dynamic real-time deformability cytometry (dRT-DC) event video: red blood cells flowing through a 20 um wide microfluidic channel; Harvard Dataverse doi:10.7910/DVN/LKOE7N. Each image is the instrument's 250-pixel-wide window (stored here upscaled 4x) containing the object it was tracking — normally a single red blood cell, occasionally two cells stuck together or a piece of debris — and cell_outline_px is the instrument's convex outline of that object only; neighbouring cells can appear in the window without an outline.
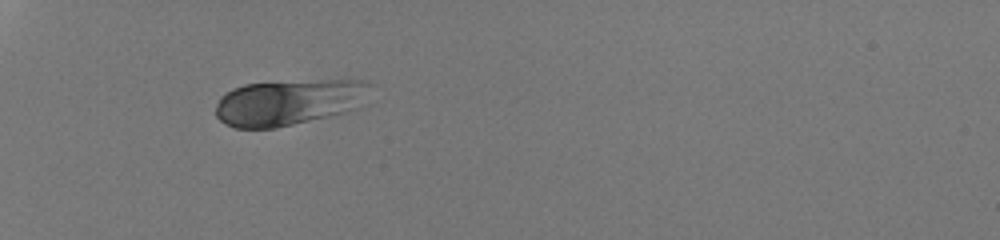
{"species": "human", "species_latin": "Homo sapiens", "temperature_condition": "room temperature", "stored_images_in_passage": 33, "camera_frame_rate_fps": 3000, "um_per_image_px": 0.085, "donor": {"sex": "male"}, "frame": {"image": 1, "passage_image": 1, "time_ms": 0.0, "image_size_px": [1000, 240], "cell_outline_px": [[372, 84], [360, 108], [328, 116], [276, 128], [232, 128], [220, 120], [216, 116], [216, 104], [220, 96], [232, 88], [244, 84], [324, 80], [364, 80]], "centroid_in_image_um": [24.54, 8.7], "position_along_channel_um": 60.5, "area_um2": 41.33}}
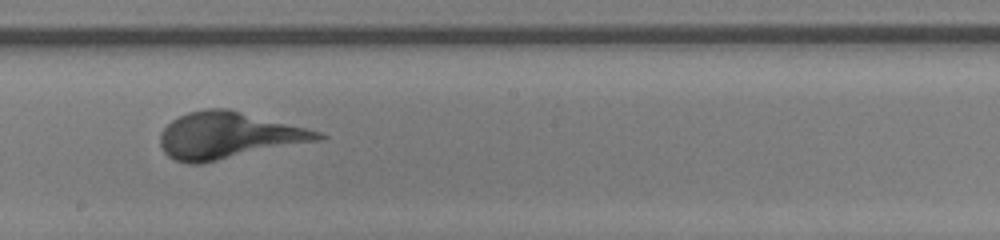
{"frame": {"image": 2, "passage_image": 15, "time_ms": 4.667, "image_size_px": [1000, 240], "cell_outline_px": [[328, 136], [324, 140], [200, 164], [188, 164], [176, 160], [168, 156], [164, 152], [160, 144], [160, 136], [164, 128], [172, 120], [188, 112], [208, 108], [228, 108], [320, 132]], "centroid_in_image_um": [19.43, 11.53], "position_along_channel_um": 228.8, "area_um2": 42.89}}
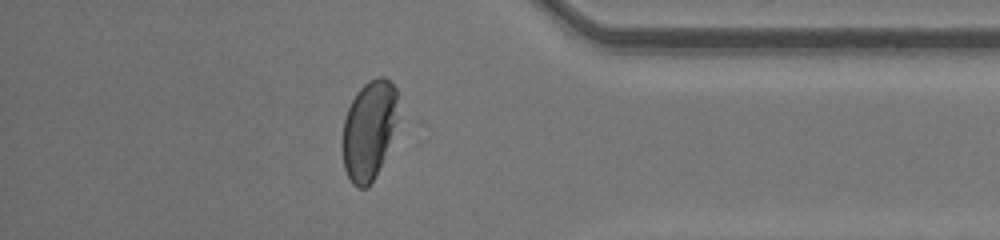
{"frame": {"image": 3, "passage_image": 28, "time_ms": 9.0, "image_size_px": [1000, 240], "cell_outline_px": [[396, 120], [380, 164], [372, 180], [364, 188], [356, 188], [352, 184], [344, 168], [340, 144], [344, 120], [348, 108], [356, 92], [368, 80], [376, 76], [384, 76], [396, 88]], "centroid_in_image_um": [31.28, 11.02], "position_along_channel_um": 403.9, "area_um2": 31.56}}